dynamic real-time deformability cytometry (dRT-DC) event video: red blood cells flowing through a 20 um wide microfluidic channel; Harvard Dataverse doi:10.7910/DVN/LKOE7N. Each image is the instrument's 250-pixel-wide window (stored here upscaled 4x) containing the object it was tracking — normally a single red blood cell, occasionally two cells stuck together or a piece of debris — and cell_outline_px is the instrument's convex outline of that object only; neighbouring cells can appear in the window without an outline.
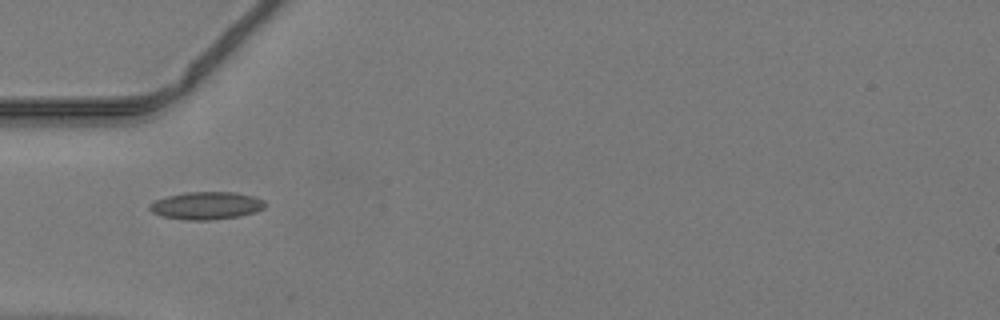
{"species": "common noctule bat (a hibernating species)", "species_latin": "Nyctalus noctula", "temperature_condition": "warm", "stored_images_in_passage": 25, "camera_frame_rate_fps": 3000, "um_per_image_px": 0.085, "animal": {"sex": "male", "body_mass_g": 19.2, "forearm_length_mm": 51.8}, "frame": {"image": 1, "passage_image": 1, "time_ms": 0.0, "image_size_px": [1000, 320], "cell_outline_px": [[264, 208], [256, 212], [240, 216], [212, 220], [184, 220], [164, 216], [152, 212], [148, 208], [148, 204], [156, 200], [168, 196], [184, 192], [236, 192], [252, 196], [264, 200]], "centroid_in_image_um": [17.54, 17.48], "position_along_channel_um": 67.5, "area_um2": 18.61}}
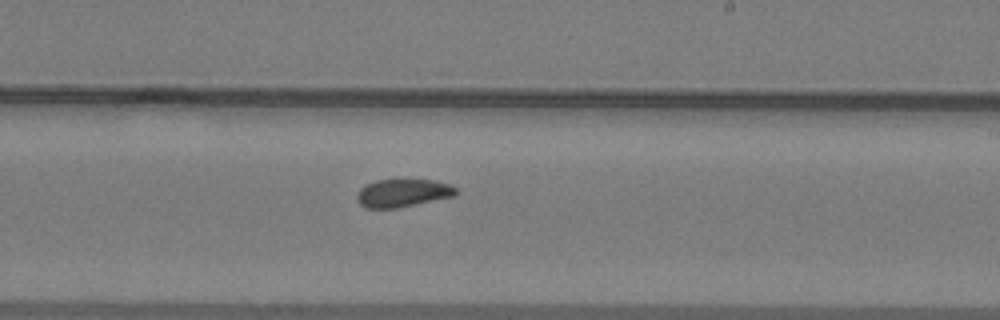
{"frame": {"image": 2, "passage_image": 14, "time_ms": 4.333, "image_size_px": [1000, 320], "cell_outline_px": [[456, 196], [396, 208], [364, 208], [356, 200], [356, 196], [360, 188], [364, 184], [376, 180], [432, 180], [448, 184], [456, 188]], "centroid_in_image_um": [34.19, 16.41], "position_along_channel_um": 254.8, "area_um2": 16.13}}
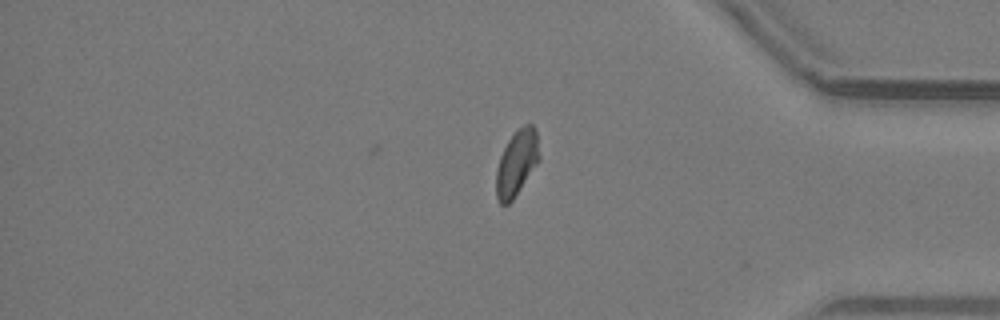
{"frame": {"image": 3, "passage_image": 25, "time_ms": 8.0, "image_size_px": [1000, 320], "cell_outline_px": [[540, 160], [512, 200], [508, 204], [500, 204], [496, 196], [496, 172], [500, 156], [508, 140], [524, 124], [532, 124], [536, 132], [540, 156]], "centroid_in_image_um": [43.92, 13.86], "position_along_channel_um": 391.3, "area_um2": 16.24}}